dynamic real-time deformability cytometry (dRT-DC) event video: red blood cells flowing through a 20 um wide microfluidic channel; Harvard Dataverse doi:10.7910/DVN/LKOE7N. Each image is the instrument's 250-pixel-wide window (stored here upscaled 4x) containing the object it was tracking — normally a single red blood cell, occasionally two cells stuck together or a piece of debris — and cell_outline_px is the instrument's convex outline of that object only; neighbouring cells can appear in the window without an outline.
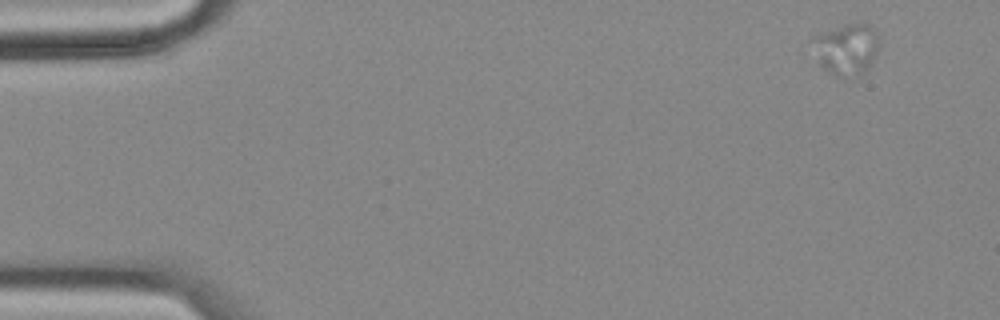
{"species": "common noctule bat (a hibernating species)", "species_latin": "Nyctalus noctula", "temperature_condition": "cold", "stored_images_in_passage": 54, "camera_frame_rate_fps": 3000, "um_per_image_px": 0.085, "animal": {"sex": "female", "body_mass_g": 18.4}, "frame": {"image": 1, "passage_image": 1, "time_ms": 0.0, "image_size_px": [1000, 320], "cell_outline_px": [[880, 32], [876, 48], [868, 68], [860, 76], [836, 76], [828, 72], [820, 64], [812, 40], [812, 36], [820, 32], [844, 24], [860, 20], [864, 20]], "centroid_in_image_um": [71.97, 4.09], "position_along_channel_um": 13.0, "area_um2": 20.11}}
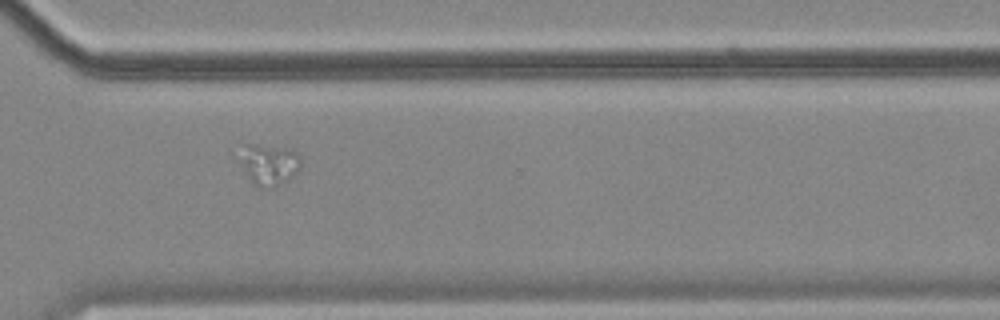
{"frame": {"image": 2, "passage_image": 39, "time_ms": 12.667, "image_size_px": [1000, 320], "cell_outline_px": [[300, 168], [288, 180], [272, 188], [256, 188], [252, 184], [232, 156], [244, 144], [256, 144], [284, 148], [296, 152], [300, 156]], "centroid_in_image_um": [22.7, 13.98], "position_along_channel_um": 347.9, "area_um2": 15.55}}
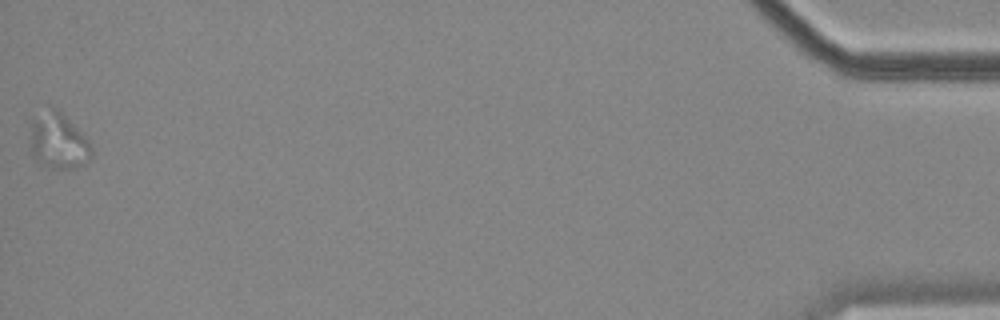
{"frame": {"image": 3, "passage_image": 54, "time_ms": 17.667, "image_size_px": [1000, 320], "cell_outline_px": [[92, 156], [84, 164], [72, 168], [52, 168], [36, 160], [32, 152], [32, 120], [52, 108], [60, 108], [88, 140], [92, 148]], "centroid_in_image_um": [5.01, 11.99], "position_along_channel_um": 430.2, "area_um2": 19.42}}